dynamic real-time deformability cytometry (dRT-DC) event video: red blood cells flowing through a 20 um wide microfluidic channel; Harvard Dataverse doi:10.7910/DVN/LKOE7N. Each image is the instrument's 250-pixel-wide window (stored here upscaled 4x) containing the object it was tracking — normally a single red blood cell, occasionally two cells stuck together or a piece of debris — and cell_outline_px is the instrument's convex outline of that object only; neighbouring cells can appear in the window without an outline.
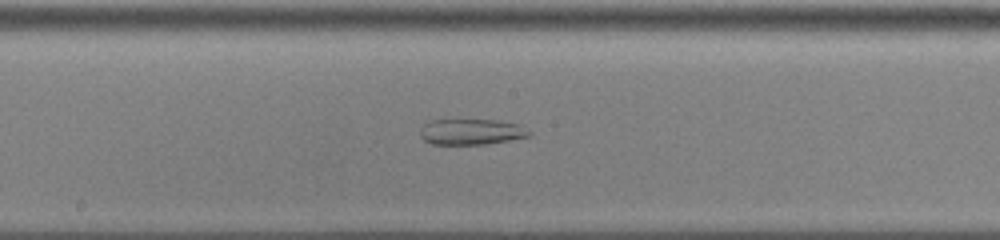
{"species": "common noctule bat (a hibernating species)", "species_latin": "Nyctalus noctula", "temperature_condition": "cold", "stored_images_in_passage": 53, "segment_of_instrument_passage": [2, 2], "camera_frame_rate_fps": 3000, "um_per_image_px": 0.085, "animal": {"sex": "male", "body_mass_g": 13.0, "forearm_length_mm": 53.1}, "frame": {"image": 1, "passage_image": 30, "time_ms": 9.667, "image_size_px": [1000, 240], "cell_outline_px": [[532, 132], [528, 136], [508, 140], [484, 144], [432, 144], [424, 140], [420, 136], [420, 128], [424, 124], [432, 120], [496, 120], [520, 124]], "centroid_in_image_um": [40.05, 11.2], "position_along_channel_um": 208.2, "area_um2": 16.3}}
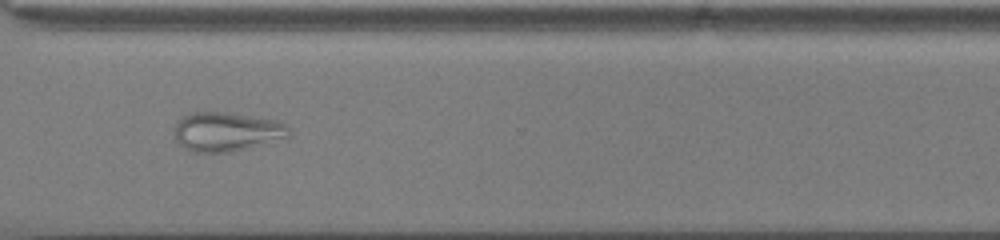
{"frame": {"image": 2, "passage_image": 41, "time_ms": 13.333, "image_size_px": [1000, 240], "cell_outline_px": [[292, 136], [288, 140], [232, 152], [192, 152], [184, 148], [176, 140], [176, 120], [184, 116], [196, 112], [220, 112], [276, 120], [288, 124]], "centroid_in_image_um": [19.38, 11.23], "position_along_channel_um": 351.2, "area_um2": 26.59}}
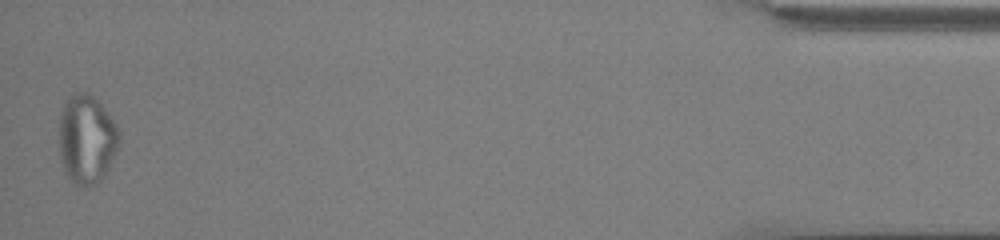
{"frame": {"image": 3, "passage_image": 53, "time_ms": 17.333, "image_size_px": [1000, 240], "cell_outline_px": [[120, 144], [104, 176], [100, 180], [84, 188], [76, 184], [68, 176], [60, 160], [60, 112], [68, 96], [72, 92], [88, 92], [100, 104], [116, 124], [120, 132]], "centroid_in_image_um": [7.37, 11.82], "position_along_channel_um": 427.8, "area_um2": 31.04}}